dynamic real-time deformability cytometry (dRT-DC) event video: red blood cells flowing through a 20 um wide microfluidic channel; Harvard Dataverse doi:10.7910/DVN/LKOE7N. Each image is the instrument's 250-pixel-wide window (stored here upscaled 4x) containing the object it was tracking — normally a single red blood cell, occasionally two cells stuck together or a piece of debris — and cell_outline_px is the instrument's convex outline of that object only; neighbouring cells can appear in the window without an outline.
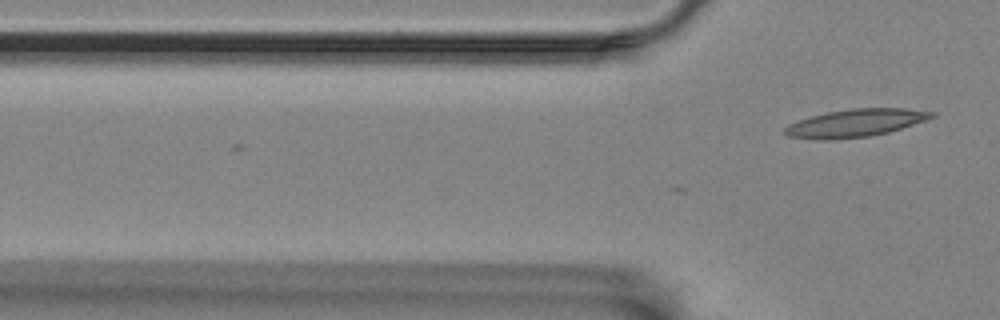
{"species": "Egyptian fruit bat (a non-hibernating species)", "species_latin": "Rousettus aegyptiacus", "temperature_condition": "room temperature", "stored_images_in_passage": 4, "camera_frame_rate_fps": 3000, "um_per_image_px": 0.085, "animal": {"sex": "female"}, "frame": {"image": 1, "passage_image": 4, "time_ms": 4.333, "image_size_px": [1000, 320], "cell_outline_px": [[936, 116], [928, 120], [888, 132], [868, 136], [832, 140], [824, 140], [788, 136], [784, 132], [784, 128], [788, 124], [796, 120], [828, 112], [852, 108], [904, 108], [936, 112]], "centroid_in_image_um": [72.73, 10.45], "position_along_channel_um": 53.1, "area_um2": 23.76}}